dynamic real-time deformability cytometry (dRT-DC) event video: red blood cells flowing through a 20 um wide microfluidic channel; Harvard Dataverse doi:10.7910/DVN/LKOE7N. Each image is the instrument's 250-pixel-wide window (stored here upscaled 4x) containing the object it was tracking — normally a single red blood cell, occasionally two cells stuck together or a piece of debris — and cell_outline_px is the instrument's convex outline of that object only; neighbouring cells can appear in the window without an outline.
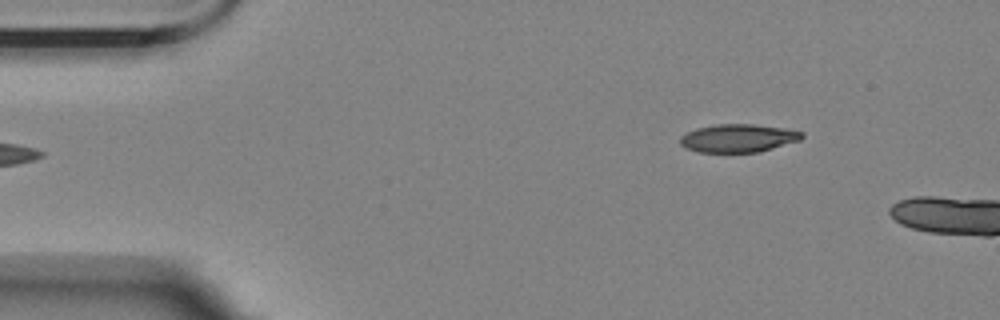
{"species": "Egyptian fruit bat (a non-hibernating species)", "species_latin": "Rousettus aegyptiacus", "temperature_condition": "room temperature", "stored_images_in_passage": 4, "segment_of_instrument_passage": [2, 2], "camera_frame_rate_fps": 3000, "um_per_image_px": 0.085, "animal": {"sex": "female"}, "frame": {"image": 1, "passage_image": 4, "time_ms": 4.333, "image_size_px": [1000, 320], "cell_outline_px": [[804, 136], [800, 140], [760, 152], [700, 152], [684, 148], [680, 144], [680, 136], [696, 128], [716, 124], [752, 124], [784, 128], [804, 132]], "centroid_in_image_um": [62.74, 11.74], "position_along_channel_um": 22.3, "area_um2": 20.0}}